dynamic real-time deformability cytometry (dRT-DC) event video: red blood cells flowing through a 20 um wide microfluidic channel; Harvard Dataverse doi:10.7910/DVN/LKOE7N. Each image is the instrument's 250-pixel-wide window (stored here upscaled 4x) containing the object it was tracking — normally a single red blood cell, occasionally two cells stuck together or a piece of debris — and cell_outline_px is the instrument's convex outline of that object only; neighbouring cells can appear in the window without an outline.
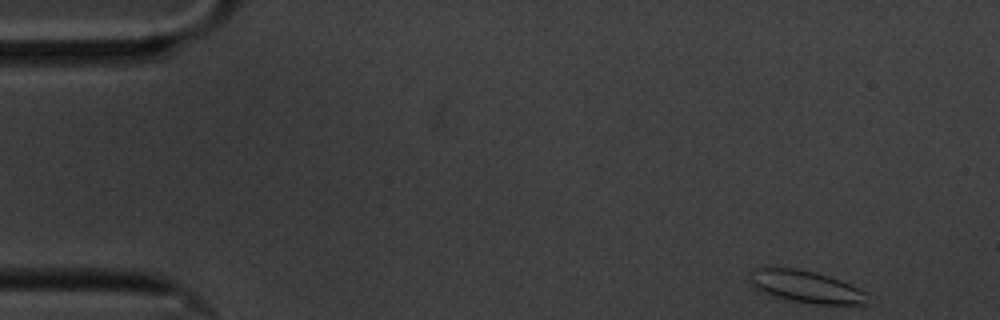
{"species": "common noctule bat (a hibernating species)", "species_latin": "Nyctalus noctula", "temperature_condition": "cold", "stored_images_in_passage": 56, "camera_frame_rate_fps": 3000, "um_per_image_px": 0.085, "animal": {"sex": "male", "body_mass_g": 20.1, "forearm_length_mm": 53.5}, "frame": {"image": 1, "passage_image": 1, "time_ms": 0.0, "image_size_px": [1000, 320], "cell_outline_px": [[868, 304], [816, 304], [768, 296], [760, 292], [748, 284], [748, 272], [752, 268], [764, 264], [796, 268], [816, 272], [840, 280], [864, 292]], "centroid_in_image_um": [68.27, 24.31], "position_along_channel_um": 16.7, "area_um2": 22.77}}
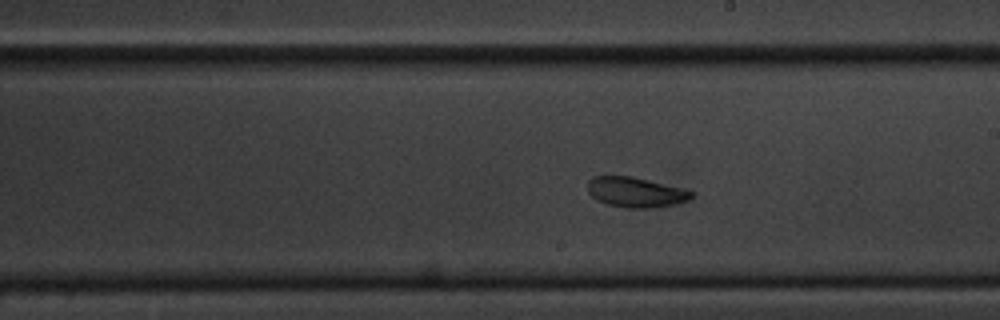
{"frame": {"image": 2, "passage_image": 30, "time_ms": 9.667, "image_size_px": [1000, 320], "cell_outline_px": [[696, 192], [688, 200], [676, 204], [656, 208], [628, 208], [608, 204], [596, 200], [588, 192], [588, 180], [592, 176], [632, 176]], "centroid_in_image_um": [54.02, 16.34], "position_along_channel_um": 235.0, "area_um2": 18.21}}
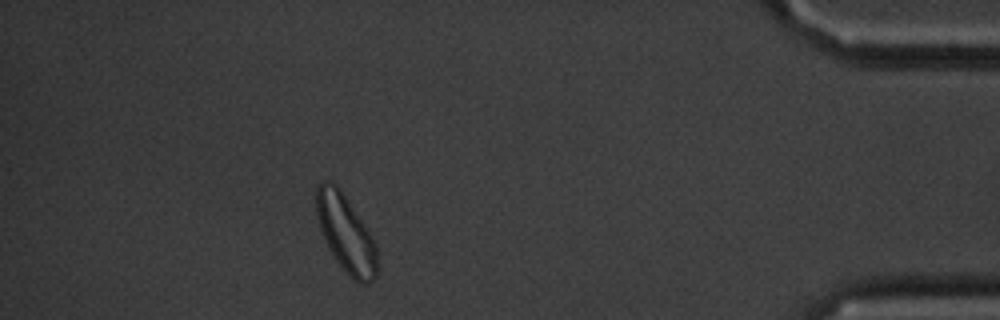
{"frame": {"image": 3, "passage_image": 50, "time_ms": 16.333, "image_size_px": [1000, 320], "cell_outline_px": [[376, 276], [368, 284], [360, 284], [336, 260], [328, 248], [324, 240], [320, 228], [316, 212], [316, 188], [324, 180], [332, 180], [340, 188], [376, 244]], "centroid_in_image_um": [29.36, 19.81], "position_along_channel_um": 405.8, "area_um2": 26.76}, "authors_computed_cell_mechanics": {"area_um2": 19.7387, "velocity_mm_per_s": 3.2937, "shape_relaxation_time_tau1_ms": 3.3543, "shape_relaxation_time_tau2_ms": 3.5852, "deformation_change_tau1": 0.0949, "deformation_change_tau2": 0.0941}}